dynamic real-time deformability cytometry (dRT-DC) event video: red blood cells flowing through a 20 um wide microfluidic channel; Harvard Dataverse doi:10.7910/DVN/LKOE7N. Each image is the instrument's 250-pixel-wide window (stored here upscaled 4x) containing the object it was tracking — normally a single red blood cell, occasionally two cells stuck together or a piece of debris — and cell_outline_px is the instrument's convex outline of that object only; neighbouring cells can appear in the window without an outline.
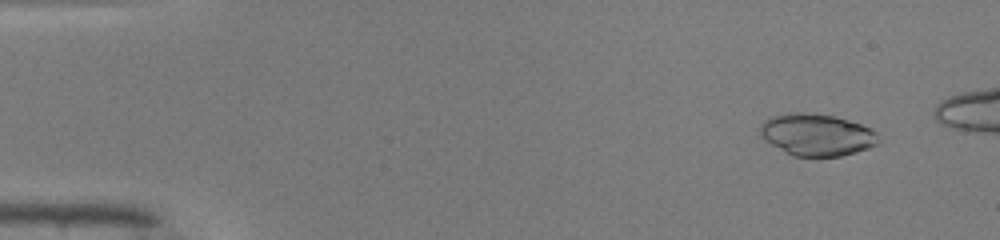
{"species": "common noctule bat (a hibernating species)", "species_latin": "Nyctalus noctula", "temperature_condition": "warm", "stored_images_in_passage": 46, "camera_frame_rate_fps": 3000, "um_per_image_px": 0.085, "animal": {"sex": "male", "body_mass_g": 19.0, "forearm_length_mm": 50.8}, "frame": {"image": 1, "passage_image": 5, "time_ms": 1.333, "image_size_px": [1000, 240], "cell_outline_px": [[880, 140], [876, 144], [868, 148], [856, 152], [840, 156], [792, 156], [784, 152], [760, 136], [760, 124], [764, 120], [772, 116], [796, 112], [800, 112], [836, 116], [860, 124], [868, 128]], "centroid_in_image_um": [69.38, 11.46], "position_along_channel_um": 15.6, "area_um2": 28.61}}
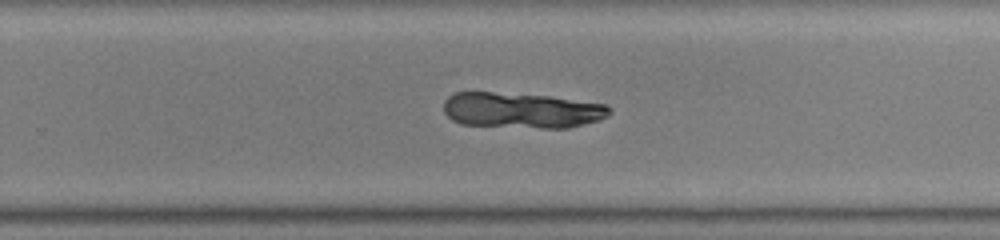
{"frame": {"image": 2, "passage_image": 33, "time_ms": 10.667, "image_size_px": [1000, 240], "cell_outline_px": [[612, 112], [608, 116], [600, 120], [568, 128], [540, 128], [460, 124], [452, 120], [444, 112], [444, 100], [448, 96], [456, 92], [492, 92], [548, 96], [604, 104], [612, 108]], "centroid_in_image_um": [44.34, 9.38], "position_along_channel_um": 285.5, "area_um2": 34.45}}
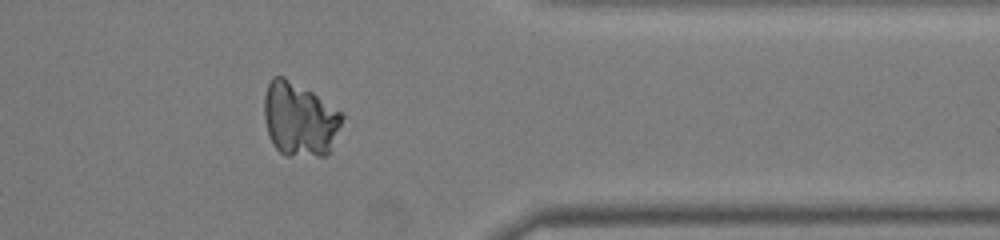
{"frame": {"image": 3, "passage_image": 41, "time_ms": 13.333, "image_size_px": [1000, 240], "cell_outline_px": [[344, 116], [328, 156], [284, 156], [272, 144], [268, 132], [264, 116], [264, 96], [268, 84], [272, 76], [284, 76], [312, 92], [344, 112]], "centroid_in_image_um": [25.47, 10.15], "position_along_channel_um": 385.9, "area_um2": 33.81}}